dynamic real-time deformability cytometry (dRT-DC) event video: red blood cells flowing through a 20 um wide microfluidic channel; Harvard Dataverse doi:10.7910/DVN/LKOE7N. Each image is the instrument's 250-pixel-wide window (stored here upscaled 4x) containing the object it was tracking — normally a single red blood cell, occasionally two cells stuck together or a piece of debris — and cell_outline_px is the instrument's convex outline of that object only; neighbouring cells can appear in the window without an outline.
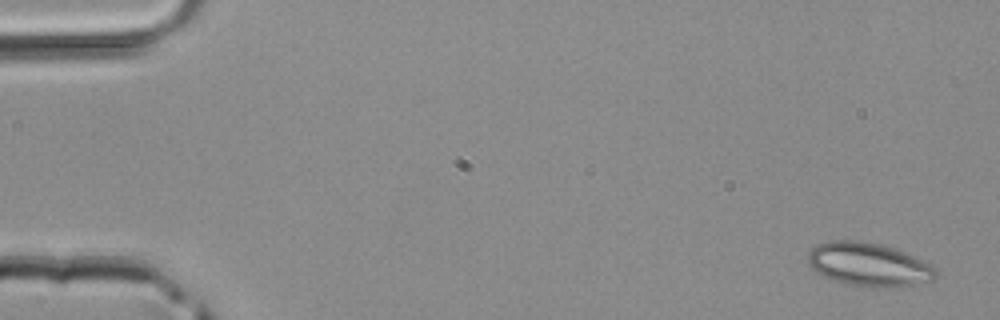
{"species": "common noctule bat (a hibernating species)", "species_latin": "Nyctalus noctula", "temperature_condition": "room temperature", "stored_images_in_passage": 4, "camera_frame_rate_fps": 3000, "um_per_image_px": 0.085, "animal": {"sex": "male", "body_mass_g": 20.4}, "frame": {"image": 1, "passage_image": 1, "time_ms": 0.0, "image_size_px": [1000, 320], "cell_outline_px": [[936, 276], [932, 280], [912, 284], [844, 284], [824, 276], [816, 272], [808, 264], [808, 252], [816, 244], [832, 240], [860, 240], [880, 244], [916, 256], [936, 268]], "centroid_in_image_um": [73.77, 22.41], "position_along_channel_um": 11.2, "area_um2": 31.39}}